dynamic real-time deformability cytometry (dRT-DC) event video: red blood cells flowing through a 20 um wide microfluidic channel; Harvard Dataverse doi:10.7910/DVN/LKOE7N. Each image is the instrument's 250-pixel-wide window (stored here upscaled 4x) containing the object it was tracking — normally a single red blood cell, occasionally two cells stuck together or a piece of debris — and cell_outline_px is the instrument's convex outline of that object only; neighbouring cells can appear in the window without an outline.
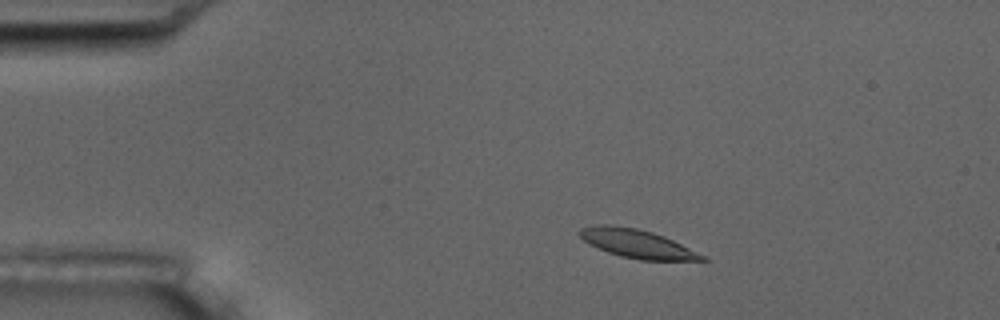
{"species": "common noctule bat (a hibernating species)", "species_latin": "Nyctalus noctula", "temperature_condition": "room temperature", "stored_images_in_passage": 7, "camera_frame_rate_fps": 3000, "um_per_image_px": 0.085, "animal": {"sex": "male", "body_mass_g": 17.5, "forearm_length_mm": 52.3}, "frame": {"image": 1, "passage_image": 2, "time_ms": 1.0, "image_size_px": [1000, 320], "cell_outline_px": [[708, 260], [640, 260], [620, 256], [608, 252], [584, 240], [576, 232], [580, 228], [592, 224], [612, 224], [636, 228], [652, 232], [664, 236], [708, 256]], "centroid_in_image_um": [54.16, 20.69], "position_along_channel_um": 30.8, "area_um2": 20.46}}
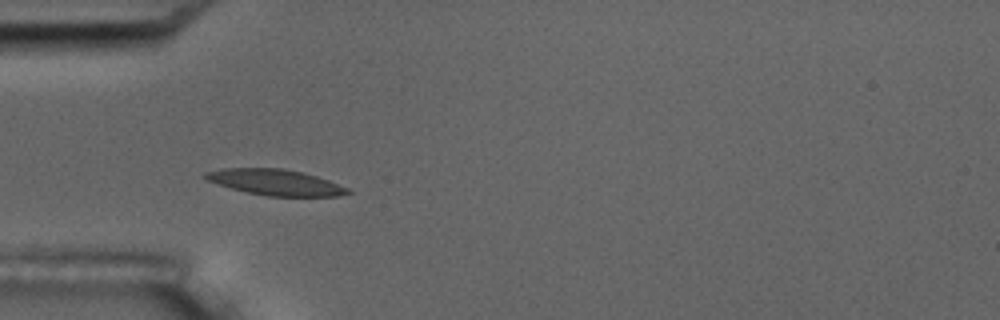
{"frame": {"image": 2, "passage_image": 4, "time_ms": 3.333, "image_size_px": [1000, 320], "cell_outline_px": [[352, 192], [340, 196], [268, 196], [248, 192], [232, 188], [204, 180], [200, 176], [204, 172], [220, 168], [284, 168], [304, 172], [328, 180], [348, 188]], "centroid_in_image_um": [23.36, 15.48], "position_along_channel_um": 61.6, "area_um2": 21.62}}
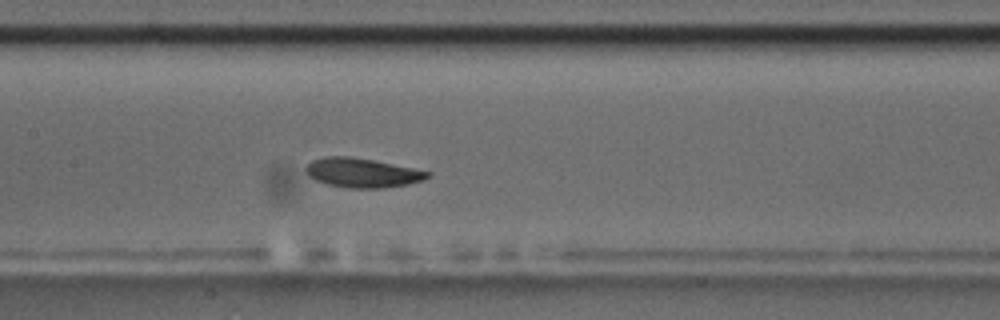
{"frame": {"image": 3, "passage_image": 7, "time_ms": 6.667, "image_size_px": [1000, 320], "cell_outline_px": [[432, 172], [424, 180], [408, 184], [384, 188], [348, 188], [328, 184], [316, 180], [308, 176], [304, 168], [312, 160], [324, 156], [348, 156], [372, 160]], "centroid_in_image_um": [30.76, 14.69], "position_along_channel_um": 176.6, "area_um2": 20.69}}